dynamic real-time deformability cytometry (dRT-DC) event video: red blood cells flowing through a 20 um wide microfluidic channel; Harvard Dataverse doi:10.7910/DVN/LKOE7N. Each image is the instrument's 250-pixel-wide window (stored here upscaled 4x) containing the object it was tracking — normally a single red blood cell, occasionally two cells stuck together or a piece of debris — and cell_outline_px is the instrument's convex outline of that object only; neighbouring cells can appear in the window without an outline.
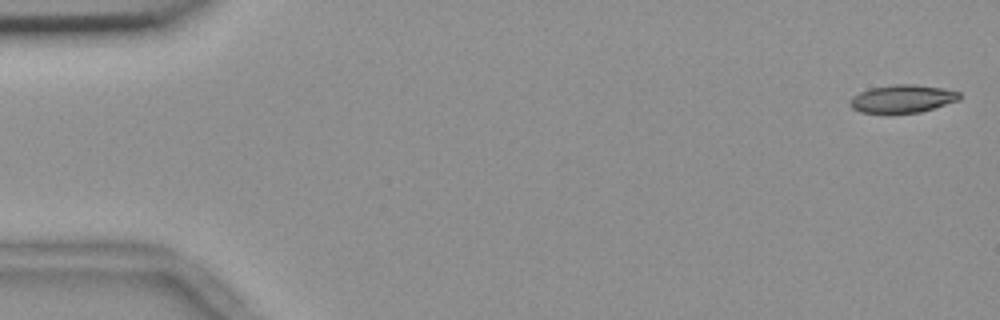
{"species": "common noctule bat (a hibernating species)", "species_latin": "Nyctalus noctula", "temperature_condition": "room temperature", "stored_images_in_passage": 17, "camera_frame_rate_fps": 3000, "um_per_image_px": 0.085, "animal": {"sex": "female", "body_mass_g": 18.4}, "frame": {"image": 1, "passage_image": 1, "time_ms": 0.0, "image_size_px": [1000, 320], "cell_outline_px": [[960, 100], [920, 112], [892, 116], [888, 116], [860, 112], [852, 108], [848, 104], [848, 100], [852, 96], [860, 92], [872, 88], [896, 84], [912, 84], [944, 88], [960, 92]], "centroid_in_image_um": [76.65, 8.44], "position_along_channel_um": 8.3, "area_um2": 18.55}}
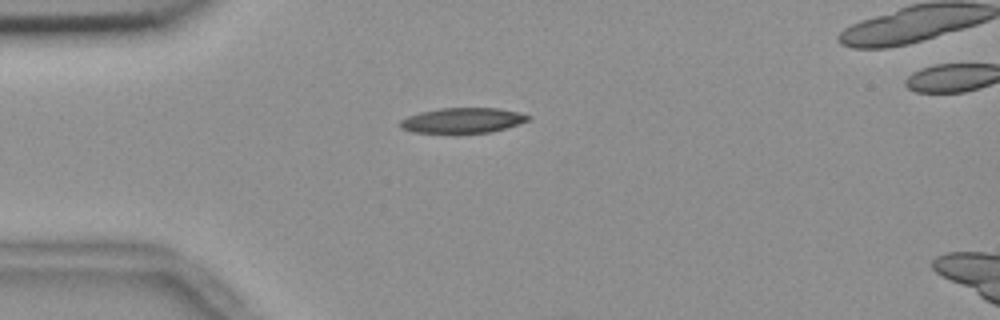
{"frame": {"image": 2, "passage_image": 14, "time_ms": 4.333, "image_size_px": [1000, 320], "cell_outline_px": [[532, 116], [528, 120], [492, 132], [456, 136], [412, 132], [400, 128], [396, 124], [400, 120], [408, 116], [420, 112], [440, 108], [496, 108], [520, 112]], "centroid_in_image_um": [39.23, 10.28], "position_along_channel_um": 45.8, "area_um2": 19.77}}